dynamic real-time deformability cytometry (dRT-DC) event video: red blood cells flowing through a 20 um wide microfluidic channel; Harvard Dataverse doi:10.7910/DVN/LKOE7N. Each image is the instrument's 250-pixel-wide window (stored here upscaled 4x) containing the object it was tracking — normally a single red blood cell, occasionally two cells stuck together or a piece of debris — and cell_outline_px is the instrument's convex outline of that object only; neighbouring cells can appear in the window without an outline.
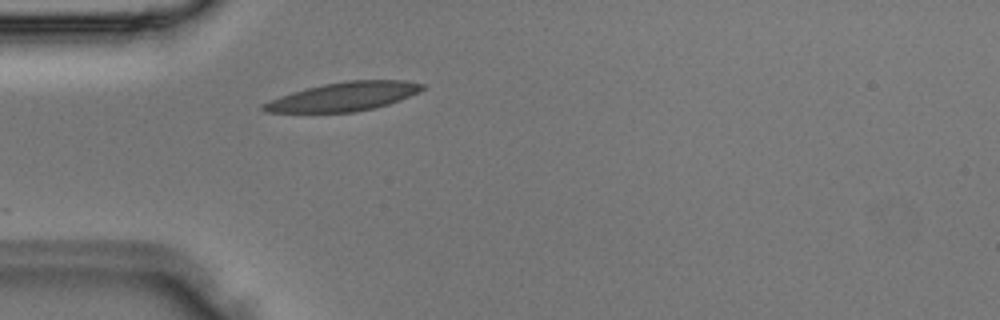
{"species": "Egyptian fruit bat (a non-hibernating species)", "species_latin": "Rousettus aegyptiacus", "temperature_condition": "room temperature", "stored_images_in_passage": 1, "camera_frame_rate_fps": 3000, "um_per_image_px": 0.085, "animal": {"sex": "male"}, "frame": {"image": 1, "passage_image": 1, "time_ms": 0.0, "image_size_px": [1000, 320], "cell_outline_px": [[428, 84], [420, 92], [400, 100], [388, 104], [372, 108], [352, 112], [264, 112], [260, 108], [260, 104], [280, 96], [292, 92], [324, 84], [348, 80], [404, 80]], "centroid_in_image_um": [29.24, 8.2], "position_along_channel_um": 55.8, "area_um2": 26.59}}